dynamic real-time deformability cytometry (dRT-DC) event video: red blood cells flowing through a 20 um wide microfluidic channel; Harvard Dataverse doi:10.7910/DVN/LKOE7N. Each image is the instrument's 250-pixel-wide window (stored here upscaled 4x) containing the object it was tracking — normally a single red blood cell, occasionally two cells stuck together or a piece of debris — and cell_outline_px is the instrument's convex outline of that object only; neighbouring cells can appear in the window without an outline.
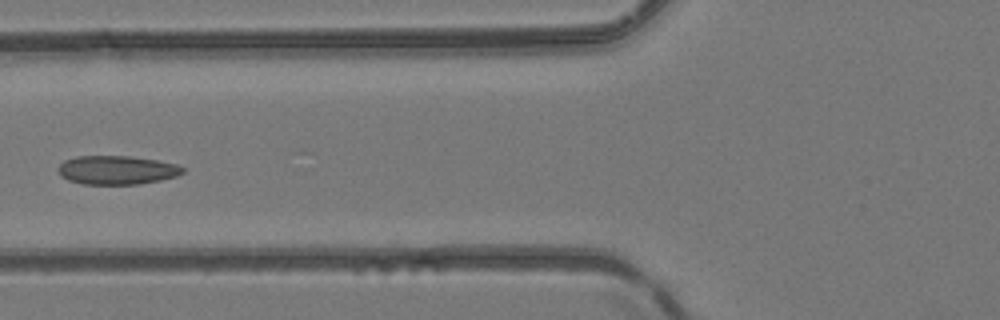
{"species": "common noctule bat (a hibernating species)", "species_latin": "Nyctalus noctula", "temperature_condition": "room temperature", "stored_images_in_passage": 5, "camera_frame_rate_fps": 3000, "um_per_image_px": 0.085, "animal": {"sex": "female", "body_mass_g": 24.6, "forearm_length_mm": 56.2}, "frame": {"image": 1, "passage_image": 5, "time_ms": 4.667, "image_size_px": [1000, 320], "cell_outline_px": [[184, 172], [176, 176], [160, 180], [140, 184], [84, 184], [68, 180], [60, 176], [56, 168], [64, 160], [76, 156], [128, 156], [156, 160], [176, 164], [184, 168]], "centroid_in_image_um": [9.89, 14.45], "position_along_channel_um": 115.9, "area_um2": 20.92}}